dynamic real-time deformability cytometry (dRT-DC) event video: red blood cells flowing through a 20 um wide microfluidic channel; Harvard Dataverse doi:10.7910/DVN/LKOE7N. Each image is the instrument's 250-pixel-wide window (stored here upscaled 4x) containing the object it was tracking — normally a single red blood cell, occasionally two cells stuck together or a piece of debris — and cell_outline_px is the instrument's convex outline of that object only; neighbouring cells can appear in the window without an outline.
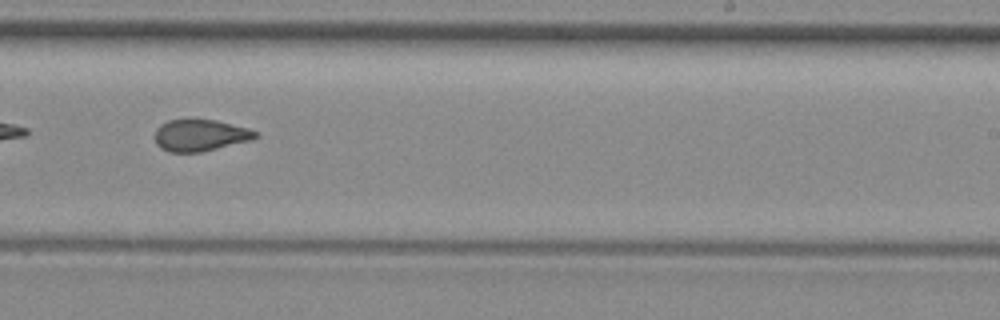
{"species": "common noctule bat (a hibernating species)", "species_latin": "Nyctalus noctula", "temperature_condition": "room temperature", "stored_images_in_passage": 36, "camera_frame_rate_fps": 3000, "um_per_image_px": 0.085, "animal": {"sex": "female", "body_mass_g": 29.2, "forearm_length_mm": 56.3}, "frame": {"image": 1, "passage_image": 16, "time_ms": 5.0, "image_size_px": [1000, 320], "cell_outline_px": [[256, 136], [252, 140], [200, 152], [168, 152], [160, 148], [156, 144], [156, 128], [160, 124], [168, 120], [216, 120], [248, 128], [256, 132]], "centroid_in_image_um": [16.99, 11.5], "position_along_channel_um": 272.0, "area_um2": 18.38}}